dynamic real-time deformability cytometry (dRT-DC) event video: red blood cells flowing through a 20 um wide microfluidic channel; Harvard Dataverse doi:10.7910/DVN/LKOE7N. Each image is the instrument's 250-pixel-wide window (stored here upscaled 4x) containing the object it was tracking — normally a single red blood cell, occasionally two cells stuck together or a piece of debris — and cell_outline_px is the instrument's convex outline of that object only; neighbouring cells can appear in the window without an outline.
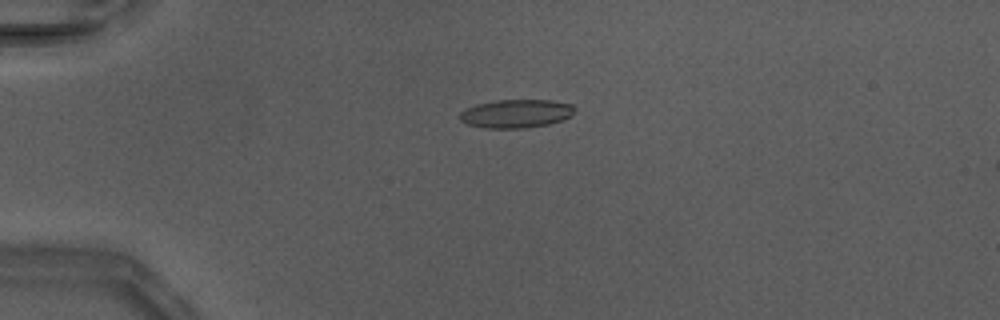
{"species": "Egyptian fruit bat (a non-hibernating species)", "species_latin": "Rousettus aegyptiacus", "temperature_condition": "warm", "stored_images_in_passage": 9, "camera_frame_rate_fps": 3000, "um_per_image_px": 0.085, "animal": {"sex": "male"}, "frame": {"image": 1, "passage_image": 2, "time_ms": 0.333, "image_size_px": [1000, 320], "cell_outline_px": [[576, 112], [572, 116], [564, 120], [548, 124], [524, 128], [484, 128], [468, 124], [460, 120], [460, 112], [464, 108], [476, 104], [496, 100], [552, 100], [572, 104], [576, 108]], "centroid_in_image_um": [43.9, 9.65], "position_along_channel_um": 41.1, "area_um2": 19.31}}